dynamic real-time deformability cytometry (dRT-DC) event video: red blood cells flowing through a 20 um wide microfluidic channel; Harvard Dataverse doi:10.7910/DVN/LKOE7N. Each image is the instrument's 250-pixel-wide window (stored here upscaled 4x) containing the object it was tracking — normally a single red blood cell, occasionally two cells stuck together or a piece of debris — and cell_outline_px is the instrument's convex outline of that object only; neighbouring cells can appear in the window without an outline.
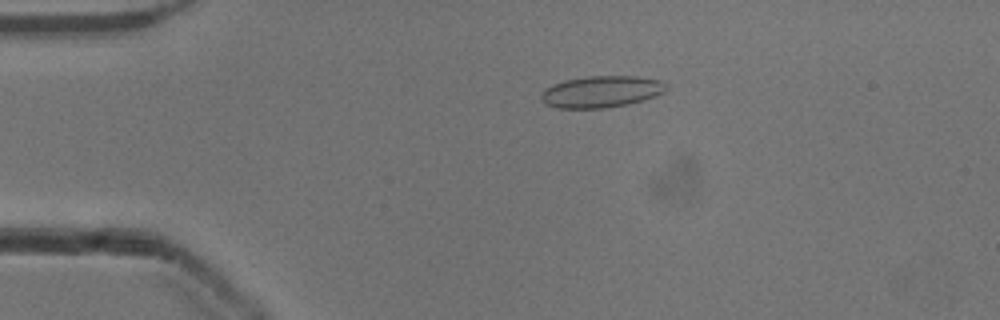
{"species": "common noctule bat (a hibernating species)", "species_latin": "Nyctalus noctula", "temperature_condition": "cold", "stored_images_in_passage": 16, "camera_frame_rate_fps": 3000, "um_per_image_px": 0.085, "animal": {"sex": "male", "body_mass_g": 13.3}, "frame": {"image": 1, "passage_image": 11, "time_ms": 3.333, "image_size_px": [1000, 320], "cell_outline_px": [[668, 88], [664, 92], [656, 96], [628, 104], [604, 108], [556, 108], [544, 104], [540, 96], [544, 88], [552, 84], [564, 80], [588, 76], [636, 76], [660, 80], [668, 84]], "centroid_in_image_um": [51.1, 7.79], "position_along_channel_um": 33.9, "area_um2": 23.29}}